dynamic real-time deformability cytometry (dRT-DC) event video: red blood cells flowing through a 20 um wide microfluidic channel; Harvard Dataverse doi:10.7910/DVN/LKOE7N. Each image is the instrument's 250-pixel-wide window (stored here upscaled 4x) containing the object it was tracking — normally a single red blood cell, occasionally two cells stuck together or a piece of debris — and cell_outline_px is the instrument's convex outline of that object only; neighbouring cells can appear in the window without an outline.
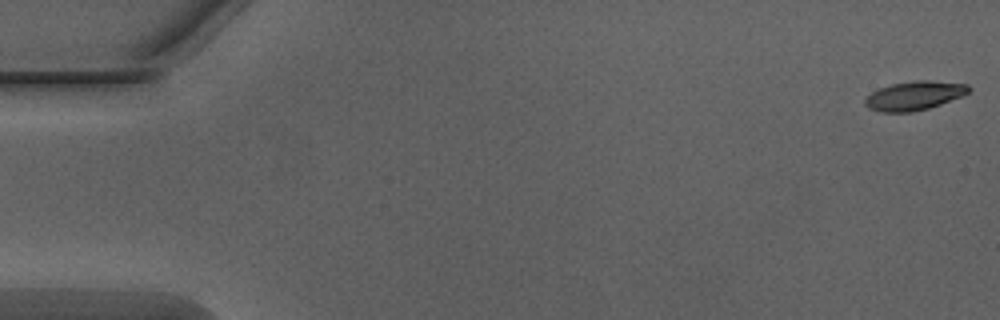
{"species": "Egyptian fruit bat (a non-hibernating species)", "species_latin": "Rousettus aegyptiacus", "temperature_condition": "warm", "stored_images_in_passage": 51, "camera_frame_rate_fps": 3000, "um_per_image_px": 0.085, "animal": {"sex": "male"}, "frame": {"image": 1, "passage_image": 1, "time_ms": 0.0, "image_size_px": [1000, 320], "cell_outline_px": [[972, 88], [964, 96], [928, 108], [912, 112], [880, 112], [868, 108], [864, 104], [864, 100], [872, 92], [880, 88], [892, 84], [916, 80], [928, 80], [968, 84]], "centroid_in_image_um": [77.74, 8.13], "position_along_channel_um": 7.3, "area_um2": 17.51}}
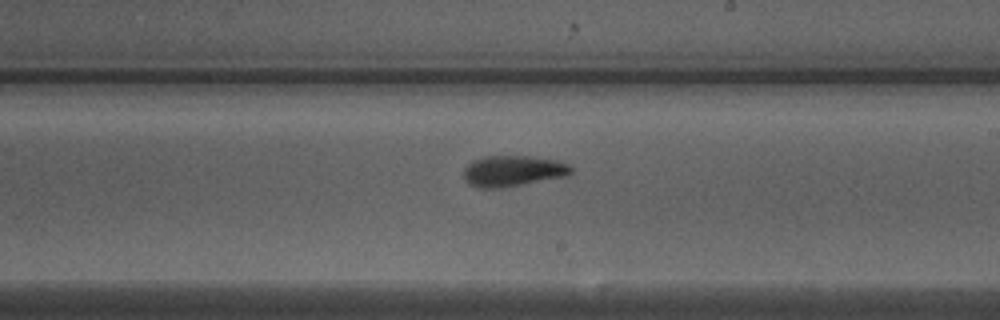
{"frame": {"image": 2, "passage_image": 30, "time_ms": 9.667, "image_size_px": [1000, 320], "cell_outline_px": [[572, 172], [568, 176], [500, 188], [476, 188], [464, 180], [464, 168], [472, 160], [484, 156], [528, 156], [556, 160], [568, 164], [572, 168]], "centroid_in_image_um": [43.58, 14.53], "position_along_channel_um": 245.4, "area_um2": 19.42}}
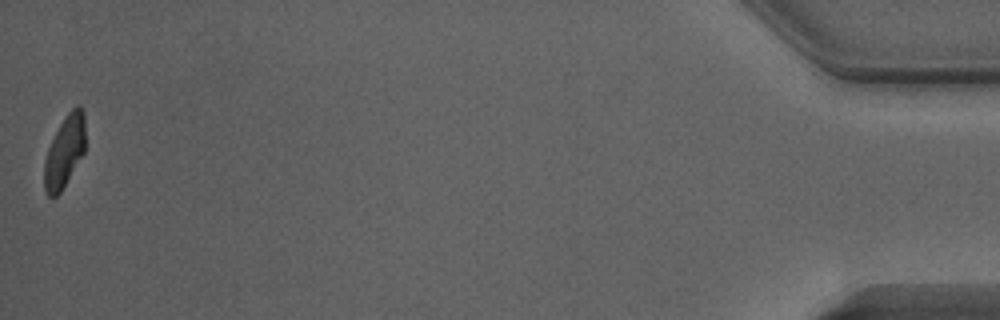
{"frame": {"image": 3, "passage_image": 51, "time_ms": 16.667, "image_size_px": [1000, 320], "cell_outline_px": [[84, 152], [60, 192], [56, 196], [48, 196], [44, 188], [44, 160], [48, 148], [60, 124], [68, 112], [76, 104], [80, 104], [84, 112]], "centroid_in_image_um": [5.48, 12.85], "position_along_channel_um": 429.7, "area_um2": 16.88}, "authors_computed_cell_mechanics": {"area_um2": 18.496, "velocity_mm_per_s": 4.052, "shape_relaxation_time_tau1_ms": 4.0527, "shape_relaxation_time_tau2_ms": 1.7595, "deformation_change_tau1": 0.1767, "deformation_change_tau2": 0.0825}}